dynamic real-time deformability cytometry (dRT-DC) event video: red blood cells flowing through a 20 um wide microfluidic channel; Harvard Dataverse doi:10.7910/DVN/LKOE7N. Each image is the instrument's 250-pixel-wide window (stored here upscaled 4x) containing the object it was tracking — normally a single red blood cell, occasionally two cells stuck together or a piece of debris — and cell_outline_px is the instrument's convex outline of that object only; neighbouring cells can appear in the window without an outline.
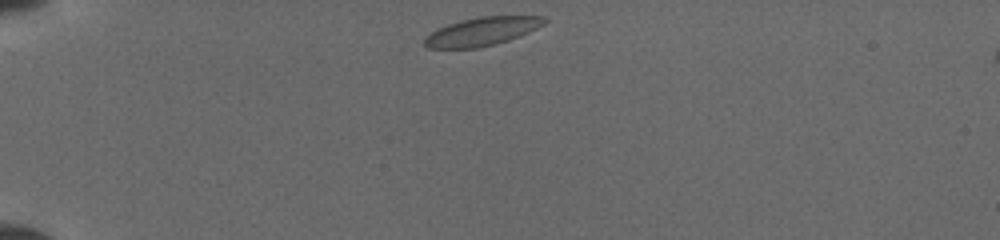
{"species": "common noctule bat (a hibernating species)", "species_latin": "Nyctalus noctula", "temperature_condition": "cold", "stored_images_in_passage": 18, "camera_frame_rate_fps": 3000, "um_per_image_px": 0.085, "animal": {"sex": "female", "body_mass_g": 19.5, "forearm_length_mm": 54.1}, "frame": {"image": 1, "passage_image": 1, "time_ms": 0.0, "image_size_px": [1000, 240], "cell_outline_px": [[548, 20], [544, 24], [528, 32], [508, 40], [496, 44], [476, 48], [428, 48], [424, 44], [424, 40], [432, 32], [448, 24], [480, 16], [544, 16]], "centroid_in_image_um": [41.0, 2.67], "position_along_channel_um": 44.0, "area_um2": 19.48}}
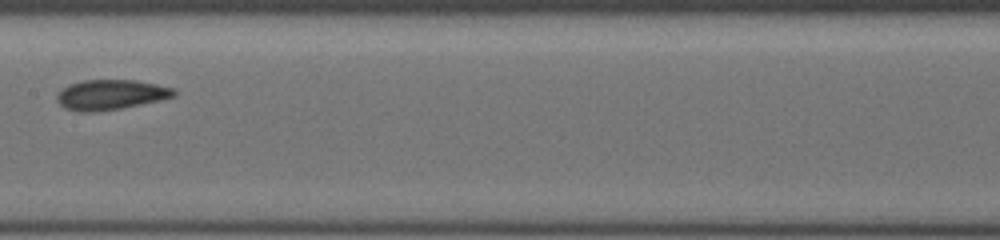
{"frame": {"image": 2, "passage_image": 8, "time_ms": 5.0, "image_size_px": [1000, 240], "cell_outline_px": [[176, 96], [160, 100], [120, 108], [92, 112], [76, 112], [64, 108], [56, 100], [56, 96], [64, 88], [72, 84], [84, 80], [136, 80], [176, 88]], "centroid_in_image_um": [9.43, 8.05], "position_along_channel_um": 198.0, "area_um2": 20.4}}
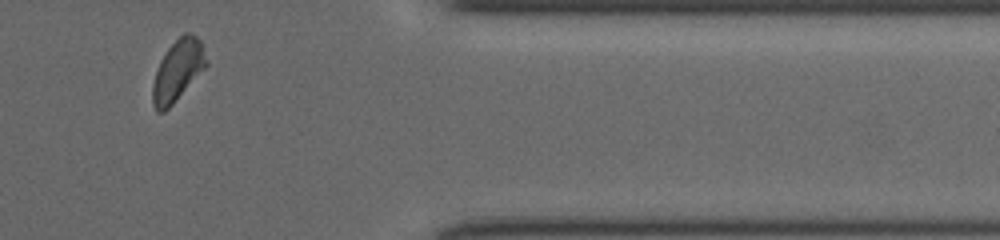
{"frame": {"image": 3, "passage_image": 15, "time_ms": 10.333, "image_size_px": [1000, 240], "cell_outline_px": [[208, 64], [172, 104], [164, 112], [156, 112], [152, 104], [152, 84], [160, 60], [168, 48], [184, 32], [188, 32], [196, 36], [200, 40], [208, 60]], "centroid_in_image_um": [15.1, 5.99], "position_along_channel_um": 396.3, "area_um2": 18.9}}